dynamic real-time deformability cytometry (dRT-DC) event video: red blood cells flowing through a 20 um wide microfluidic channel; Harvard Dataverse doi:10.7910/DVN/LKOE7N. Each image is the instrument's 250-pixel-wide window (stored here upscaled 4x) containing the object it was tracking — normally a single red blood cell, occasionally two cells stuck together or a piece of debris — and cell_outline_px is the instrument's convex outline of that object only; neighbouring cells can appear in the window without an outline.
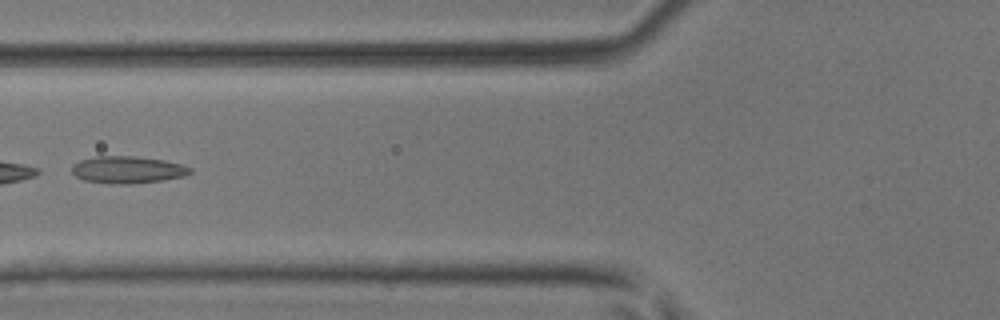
{"species": "common noctule bat (a hibernating species)", "species_latin": "Nyctalus noctula", "temperature_condition": "room temperature", "stored_images_in_passage": 7, "camera_frame_rate_fps": 3000, "um_per_image_px": 0.085, "animal": {"sex": "male", "body_mass_g": 17.9, "forearm_length_mm": 54.2}, "frame": {"image": 1, "passage_image": 5, "time_ms": 5.667, "image_size_px": [1000, 320], "cell_outline_px": [[192, 172], [184, 176], [164, 180], [132, 184], [116, 184], [84, 180], [76, 176], [72, 172], [72, 164], [80, 160], [96, 156], [136, 156], [164, 160], [184, 164], [192, 168]], "centroid_in_image_um": [10.88, 14.42], "position_along_channel_um": 114.9, "area_um2": 18.84}}
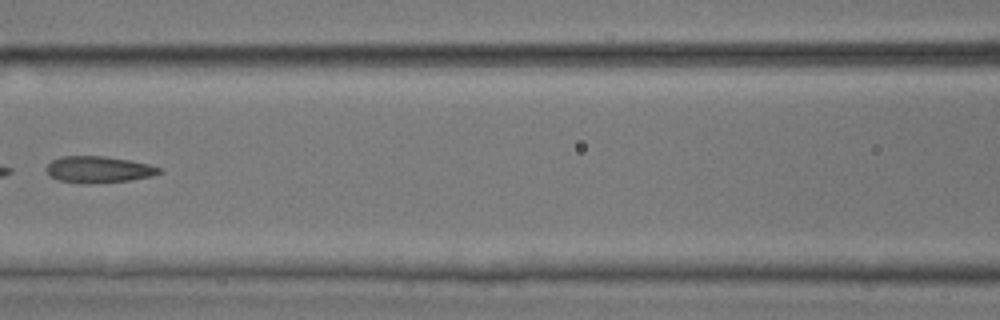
{"frame": {"image": 2, "passage_image": 6, "time_ms": 6.667, "image_size_px": [1000, 320], "cell_outline_px": [[164, 172], [152, 176], [128, 180], [88, 184], [80, 184], [56, 180], [48, 176], [48, 164], [52, 160], [60, 156], [104, 156], [128, 160], [148, 164], [160, 168]], "centroid_in_image_um": [8.35, 14.42], "position_along_channel_um": 158.3, "area_um2": 17.51}}